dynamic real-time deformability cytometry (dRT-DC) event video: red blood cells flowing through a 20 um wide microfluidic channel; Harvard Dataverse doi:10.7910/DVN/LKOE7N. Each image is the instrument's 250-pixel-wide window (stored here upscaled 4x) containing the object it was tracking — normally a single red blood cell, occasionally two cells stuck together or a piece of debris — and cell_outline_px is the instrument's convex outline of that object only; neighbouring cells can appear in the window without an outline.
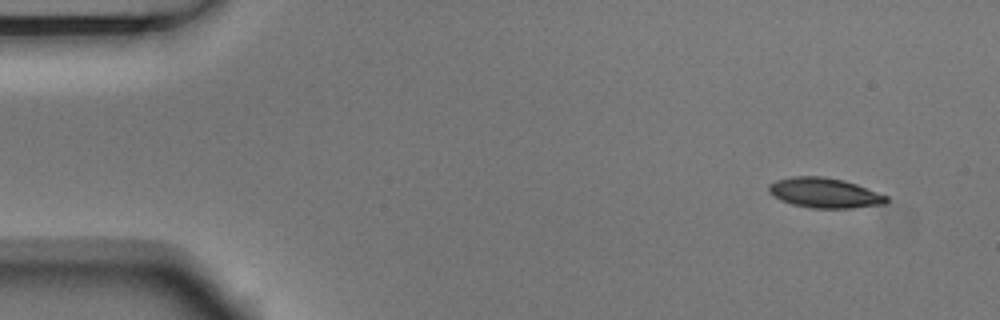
{"species": "Egyptian fruit bat (a non-hibernating species)", "species_latin": "Rousettus aegyptiacus", "temperature_condition": "room temperature", "stored_images_in_passage": 4, "camera_frame_rate_fps": 3000, "um_per_image_px": 0.085, "animal": {"sex": "male"}, "frame": {"image": 1, "passage_image": 1, "time_ms": 0.0, "image_size_px": [1000, 320], "cell_outline_px": [[888, 200], [884, 204], [852, 208], [812, 208], [792, 204], [780, 200], [772, 196], [768, 192], [768, 184], [776, 180], [792, 176], [824, 176], [844, 180], [856, 184], [888, 196]], "centroid_in_image_um": [70.05, 16.39], "position_along_channel_um": 15.0, "area_um2": 20.69}}
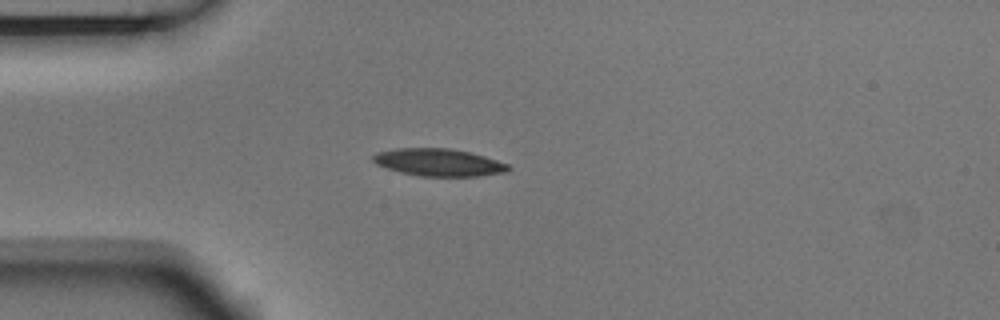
{"frame": {"image": 2, "passage_image": 4, "time_ms": 1.0, "image_size_px": [1000, 320], "cell_outline_px": [[512, 168], [508, 172], [480, 176], [420, 176], [400, 172], [376, 164], [372, 160], [372, 156], [376, 152], [396, 148], [448, 148], [468, 152], [484, 156], [508, 164]], "centroid_in_image_um": [37.29, 13.8], "position_along_channel_um": 47.7, "area_um2": 21.62}}